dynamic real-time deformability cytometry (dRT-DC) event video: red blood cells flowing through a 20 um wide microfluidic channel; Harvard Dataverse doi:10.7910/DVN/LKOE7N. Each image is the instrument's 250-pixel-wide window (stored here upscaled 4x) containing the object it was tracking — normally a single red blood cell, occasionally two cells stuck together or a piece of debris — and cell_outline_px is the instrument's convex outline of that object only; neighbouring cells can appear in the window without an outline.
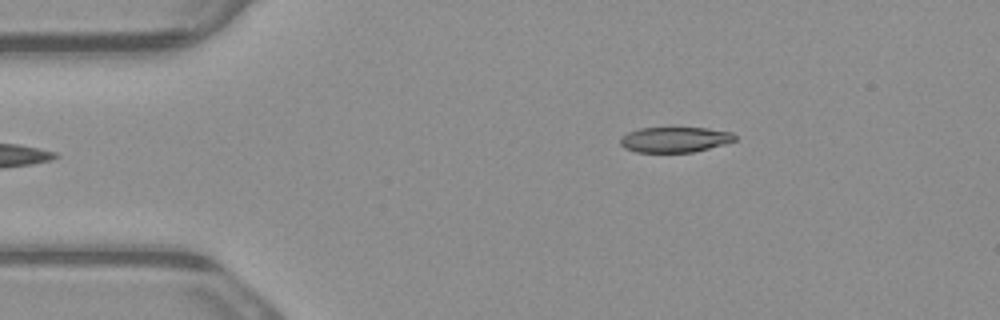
{"species": "common noctule bat (a hibernating species)", "species_latin": "Nyctalus noctula", "temperature_condition": "warm", "stored_images_in_passage": 3, "camera_frame_rate_fps": 3000, "um_per_image_px": 0.085, "animal": {"sex": "male", "body_mass_g": 23.1, "forearm_length_mm": 52.7}, "frame": {"image": 1, "passage_image": 3, "time_ms": 0.667, "image_size_px": [1000, 320], "cell_outline_px": [[736, 140], [724, 144], [692, 152], [636, 152], [624, 148], [620, 144], [620, 136], [628, 132], [640, 128], [708, 128], [732, 132], [736, 136]], "centroid_in_image_um": [57.34, 11.86], "position_along_channel_um": 27.7, "area_um2": 16.94}}